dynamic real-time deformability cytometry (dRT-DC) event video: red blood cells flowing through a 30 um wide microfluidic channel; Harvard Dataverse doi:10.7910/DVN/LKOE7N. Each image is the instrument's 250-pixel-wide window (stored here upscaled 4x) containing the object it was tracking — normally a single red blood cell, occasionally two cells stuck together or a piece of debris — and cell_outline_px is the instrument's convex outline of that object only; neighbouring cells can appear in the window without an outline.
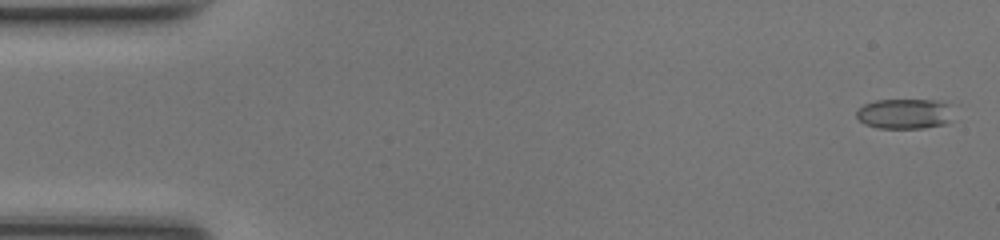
{"species": "common noctule bat (a hibernating species)", "species_latin": "Nyctalus noctula", "temperature_condition": "room temperature", "stored_images_in_passage": 44, "camera_frame_rate_fps": 3000, "um_per_image_px": 0.085, "animal": {"sex": "female", "body_mass_g": 17.0, "forearm_length_mm": 48.0}, "frame": {"image": 1, "passage_image": 2, "time_ms": 0.333, "image_size_px": [1000, 240], "cell_outline_px": [[956, 104], [948, 124], [924, 128], [880, 128], [864, 124], [856, 116], [856, 112], [864, 104], [876, 100], [940, 100]], "centroid_in_image_um": [77.0, 9.66], "position_along_channel_um": 8.0, "area_um2": 17.51}}
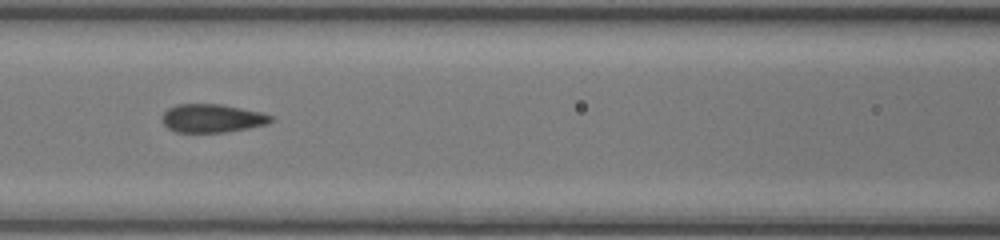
{"frame": {"image": 2, "passage_image": 22, "time_ms": 7.0, "image_size_px": [1000, 240], "cell_outline_px": [[276, 120], [268, 124], [248, 128], [224, 132], [176, 132], [168, 128], [164, 124], [164, 112], [168, 108], [176, 104], [220, 104], [260, 112], [272, 116]], "centroid_in_image_um": [18.06, 10.05], "position_along_channel_um": 148.5, "area_um2": 17.86}}
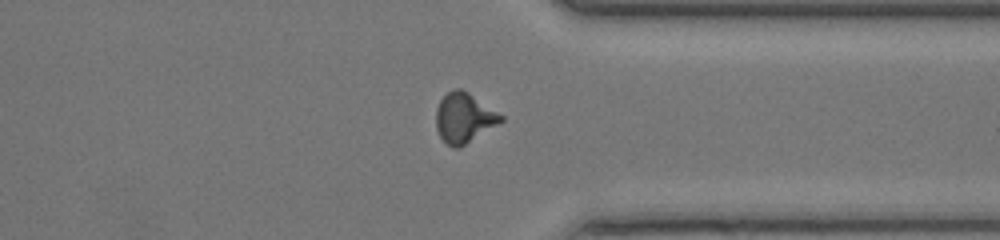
{"frame": {"image": 3, "passage_image": 38, "time_ms": 12.333, "image_size_px": [1000, 240], "cell_outline_px": [[504, 120], [460, 148], [452, 148], [440, 136], [436, 128], [436, 108], [440, 100], [448, 92], [456, 88], [460, 88], [468, 92], [504, 116]], "centroid_in_image_um": [39.44, 10.02], "position_along_channel_um": 372.0, "area_um2": 18.73}}